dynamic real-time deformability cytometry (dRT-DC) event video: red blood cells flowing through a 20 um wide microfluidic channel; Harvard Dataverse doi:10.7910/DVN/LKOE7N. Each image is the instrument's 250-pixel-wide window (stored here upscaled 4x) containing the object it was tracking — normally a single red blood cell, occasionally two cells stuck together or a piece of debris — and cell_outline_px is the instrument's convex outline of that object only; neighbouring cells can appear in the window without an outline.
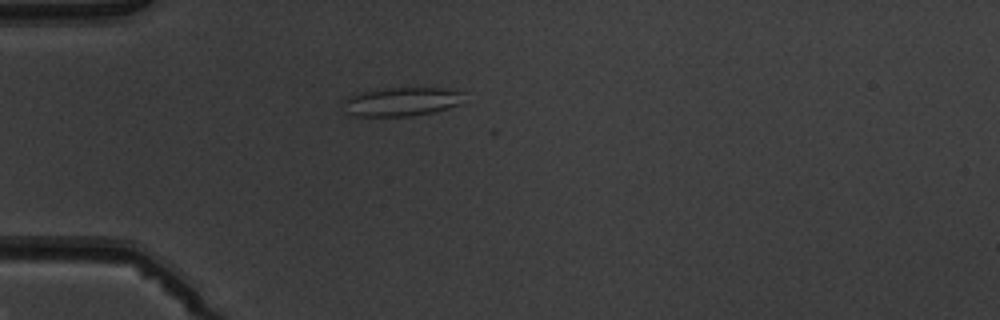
{"species": "common noctule bat (a hibernating species)", "species_latin": "Nyctalus noctula", "temperature_condition": "warm", "stored_images_in_passage": 4, "camera_frame_rate_fps": 3000, "um_per_image_px": 0.085, "animal": {"sex": "male", "body_mass_g": 19.5, "forearm_length_mm": 54.6}, "frame": {"image": 1, "passage_image": 4, "time_ms": 4.333, "image_size_px": [1000, 320], "cell_outline_px": [[464, 92], [460, 104], [448, 108], [432, 112], [412, 116], [352, 116], [344, 112], [344, 100], [348, 96], [356, 92], [384, 88], [444, 88]], "centroid_in_image_um": [34.07, 8.64], "position_along_channel_um": 50.9, "area_um2": 20.46}}